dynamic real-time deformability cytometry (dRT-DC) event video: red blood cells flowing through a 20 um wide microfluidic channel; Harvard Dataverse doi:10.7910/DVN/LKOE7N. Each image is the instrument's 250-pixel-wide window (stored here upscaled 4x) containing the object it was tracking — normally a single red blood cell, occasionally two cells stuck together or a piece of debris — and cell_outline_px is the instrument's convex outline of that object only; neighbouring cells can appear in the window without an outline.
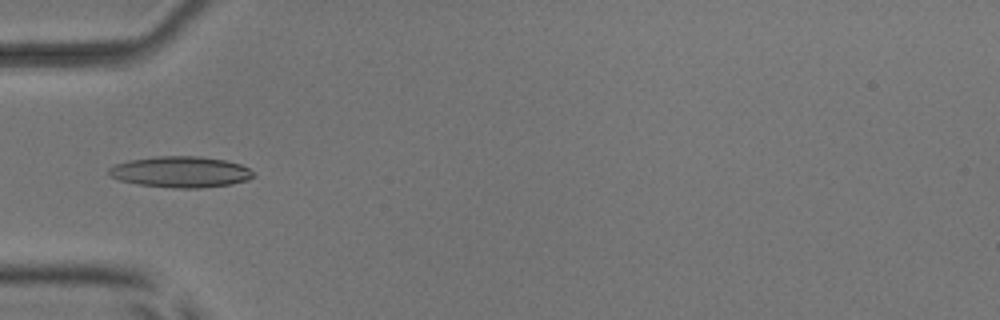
{"species": "common noctule bat (a hibernating species)", "species_latin": "Nyctalus noctula", "temperature_condition": "room temperature", "stored_images_in_passage": 3, "camera_frame_rate_fps": 3000, "um_per_image_px": 0.085, "animal": {"sex": "male", "body_mass_g": 17.9, "forearm_length_mm": 54.2}, "frame": {"image": 1, "passage_image": 2, "time_ms": 1.333, "image_size_px": [1000, 320], "cell_outline_px": [[256, 176], [248, 180], [232, 184], [200, 188], [172, 188], [136, 184], [120, 180], [108, 176], [108, 168], [116, 164], [128, 160], [156, 156], [196, 156], [224, 160], [240, 164], [248, 168]], "centroid_in_image_um": [15.33, 14.62], "position_along_channel_um": 69.7, "area_um2": 26.3}}
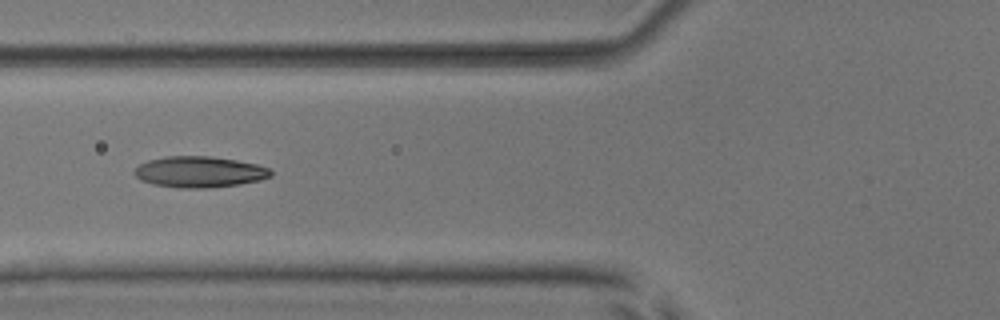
{"frame": {"image": 2, "passage_image": 3, "time_ms": 2.333, "image_size_px": [1000, 320], "cell_outline_px": [[272, 176], [260, 180], [240, 184], [204, 188], [180, 188], [152, 184], [140, 180], [132, 172], [140, 164], [148, 160], [164, 156], [208, 156], [236, 160], [256, 164], [268, 168], [272, 172]], "centroid_in_image_um": [16.92, 14.61], "position_along_channel_um": 108.9, "area_um2": 24.68}}